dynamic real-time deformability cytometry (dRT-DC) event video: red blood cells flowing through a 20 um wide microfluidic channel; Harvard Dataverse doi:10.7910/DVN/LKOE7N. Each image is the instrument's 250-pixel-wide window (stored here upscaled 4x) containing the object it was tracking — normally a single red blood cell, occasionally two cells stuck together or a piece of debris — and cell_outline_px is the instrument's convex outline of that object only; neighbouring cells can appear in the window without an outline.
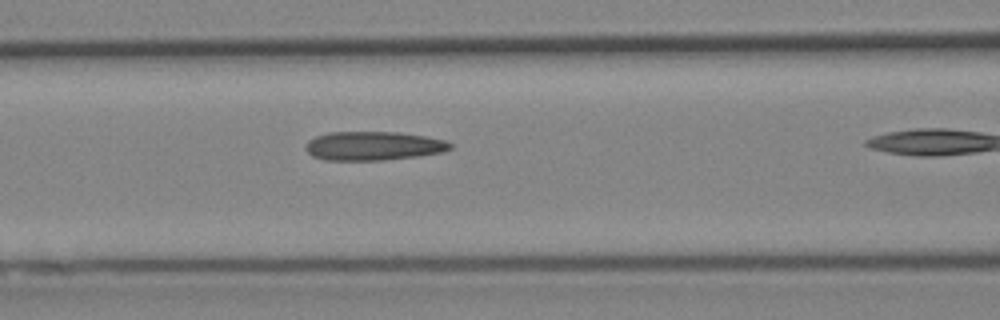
{"species": "Egyptian fruit bat (a non-hibernating species)", "species_latin": "Rousettus aegyptiacus", "temperature_condition": "cold", "stored_images_in_passage": 38, "camera_frame_rate_fps": 3000, "um_per_image_px": 0.085, "animal": {"sex": "female"}, "frame": {"image": 1, "passage_image": 18, "time_ms": 5.667, "image_size_px": [1000, 320], "cell_outline_px": [[452, 148], [444, 152], [416, 156], [384, 160], [324, 160], [312, 156], [308, 152], [308, 140], [316, 136], [328, 132], [396, 132], [428, 136], [448, 140], [452, 144]], "centroid_in_image_um": [31.79, 12.39], "position_along_channel_um": 134.8, "area_um2": 24.39}}
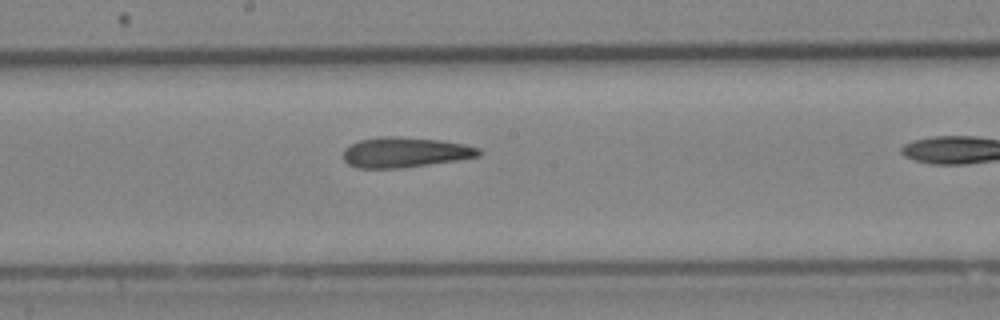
{"frame": {"image": 2, "passage_image": 24, "time_ms": 7.667, "image_size_px": [1000, 320], "cell_outline_px": [[484, 152], [480, 156], [456, 160], [404, 168], [356, 168], [348, 164], [344, 160], [344, 148], [360, 140], [380, 136], [396, 136], [440, 140], [464, 144], [480, 148]], "centroid_in_image_um": [34.44, 12.95], "position_along_channel_um": 213.8, "area_um2": 23.99}}
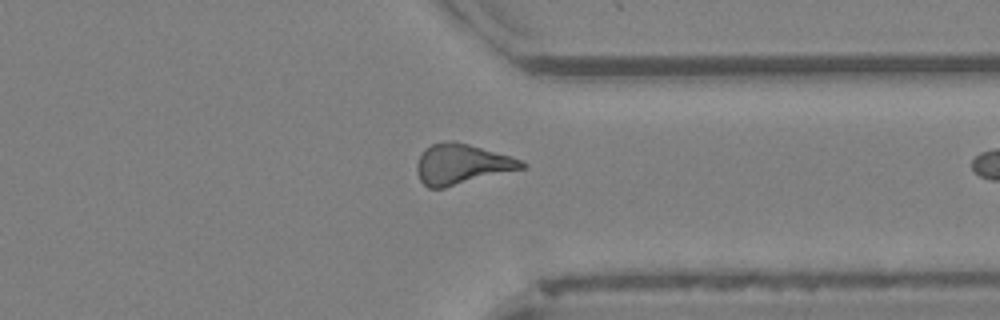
{"frame": {"image": 3, "passage_image": 36, "time_ms": 11.667, "image_size_px": [1000, 320], "cell_outline_px": [[528, 164], [524, 168], [444, 188], [428, 188], [420, 180], [416, 172], [416, 164], [424, 148], [432, 144], [448, 140], [452, 140], [468, 144], [512, 156]], "centroid_in_image_um": [39.22, 13.95], "position_along_channel_um": 372.2, "area_um2": 24.62}}